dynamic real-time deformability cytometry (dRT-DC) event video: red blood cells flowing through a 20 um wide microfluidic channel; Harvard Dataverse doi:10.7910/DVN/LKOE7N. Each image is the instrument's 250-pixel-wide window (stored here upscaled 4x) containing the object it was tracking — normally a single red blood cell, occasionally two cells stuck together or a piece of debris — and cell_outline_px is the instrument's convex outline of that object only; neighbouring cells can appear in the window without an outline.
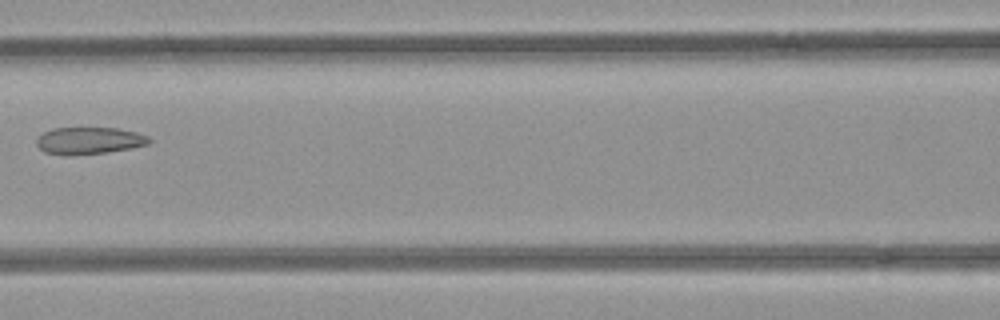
{"species": "common noctule bat (a hibernating species)", "species_latin": "Nyctalus noctula", "temperature_condition": "room temperature", "stored_images_in_passage": 9, "camera_frame_rate_fps": 3000, "um_per_image_px": 0.085, "animal": {"sex": "female", "body_mass_g": 21.9}, "frame": {"image": 1, "passage_image": 8, "time_ms": 2.333, "image_size_px": [1000, 320], "cell_outline_px": [[152, 140], [148, 144], [132, 148], [108, 152], [68, 156], [64, 156], [44, 152], [36, 144], [36, 140], [44, 132], [52, 128], [116, 128], [136, 132], [148, 136]], "centroid_in_image_um": [7.57, 11.96], "position_along_channel_um": 159.0, "area_um2": 17.86}}
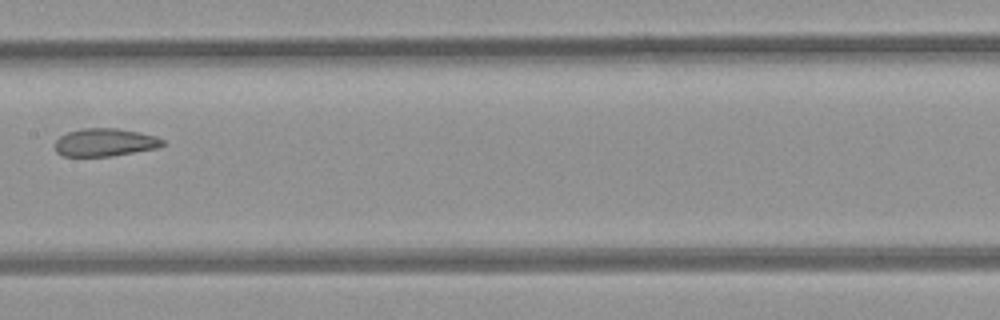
{"frame": {"image": 2, "passage_image": 9, "time_ms": 2.667, "image_size_px": [1000, 320], "cell_outline_px": [[164, 144], [160, 148], [112, 156], [60, 156], [56, 152], [56, 140], [60, 136], [68, 132], [84, 128], [116, 128], [140, 132], [156, 136], [164, 140]], "centroid_in_image_um": [8.95, 12.11], "position_along_channel_um": 198.5, "area_um2": 17.63}}